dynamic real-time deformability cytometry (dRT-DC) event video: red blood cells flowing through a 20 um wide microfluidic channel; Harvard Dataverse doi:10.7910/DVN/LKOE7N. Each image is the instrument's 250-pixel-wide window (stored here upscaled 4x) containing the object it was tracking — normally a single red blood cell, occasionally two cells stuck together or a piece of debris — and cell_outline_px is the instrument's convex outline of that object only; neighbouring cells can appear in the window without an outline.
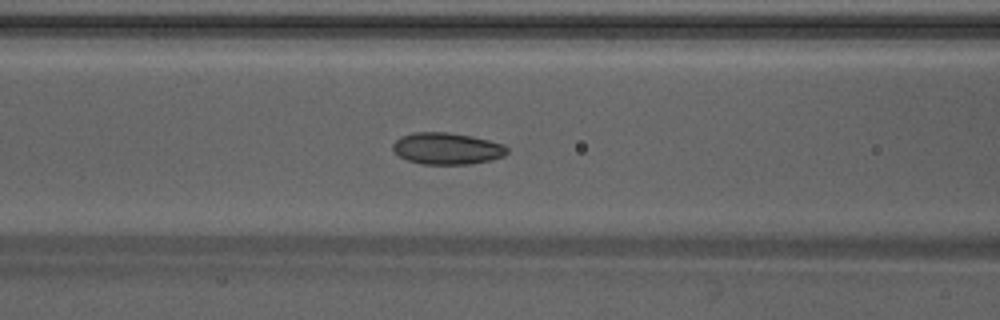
{"species": "Egyptian fruit bat (a non-hibernating species)", "species_latin": "Rousettus aegyptiacus", "temperature_condition": "warm", "stored_images_in_passage": 45, "camera_frame_rate_fps": 3000, "um_per_image_px": 0.085, "animal": {"sex": "male"}, "frame": {"image": 1, "passage_image": 16, "time_ms": 5.0, "image_size_px": [1000, 320], "cell_outline_px": [[508, 152], [504, 156], [492, 160], [472, 164], [424, 164], [408, 160], [400, 156], [392, 148], [392, 144], [400, 136], [412, 132], [448, 132], [472, 136], [504, 144], [508, 148]], "centroid_in_image_um": [38.01, 12.62], "position_along_channel_um": 128.6, "area_um2": 21.21}}
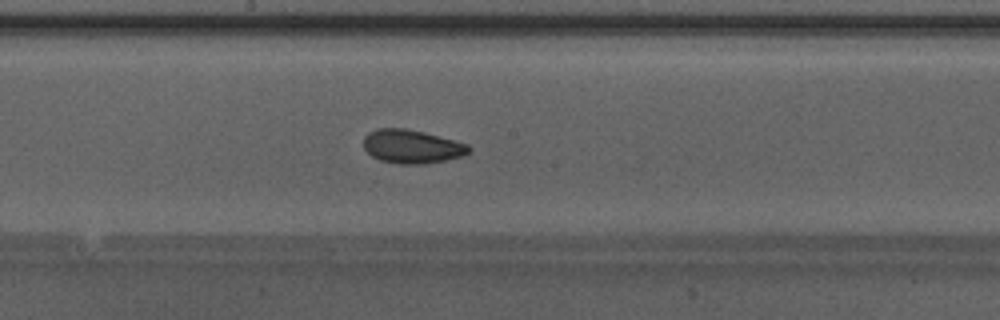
{"frame": {"image": 2, "passage_image": 22, "time_ms": 7.0, "image_size_px": [1000, 320], "cell_outline_px": [[472, 148], [464, 156], [424, 164], [400, 164], [380, 160], [372, 156], [364, 148], [364, 136], [368, 132], [376, 128], [404, 128], [424, 132], [468, 144]], "centroid_in_image_um": [35.0, 12.45], "position_along_channel_um": 213.2, "area_um2": 20.63}}
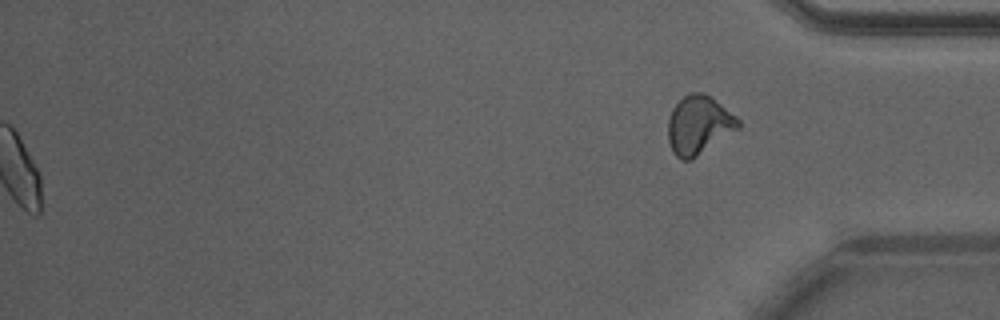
{"frame": {"image": 3, "passage_image": 45, "time_ms": 14.667, "image_size_px": [1000, 320], "cell_outline_px": [[740, 128], [692, 160], [680, 160], [672, 152], [668, 140], [668, 120], [672, 108], [684, 96], [692, 92], [704, 92], [712, 96], [736, 116], [740, 120]], "centroid_in_image_um": [59.4, 10.63], "position_along_channel_um": 375.8, "area_um2": 24.28}, "authors_computed_cell_mechanics": {"area_um2": 20.6924, "velocity_mm_per_s": 4.2352, "shape_relaxation_time_tau1_ms": 2.5652, "shape_relaxation_time_tau2_ms": 1.2306, "deformation_change_tau1": 0.0954, "deformation_change_tau2": 0.0557}}